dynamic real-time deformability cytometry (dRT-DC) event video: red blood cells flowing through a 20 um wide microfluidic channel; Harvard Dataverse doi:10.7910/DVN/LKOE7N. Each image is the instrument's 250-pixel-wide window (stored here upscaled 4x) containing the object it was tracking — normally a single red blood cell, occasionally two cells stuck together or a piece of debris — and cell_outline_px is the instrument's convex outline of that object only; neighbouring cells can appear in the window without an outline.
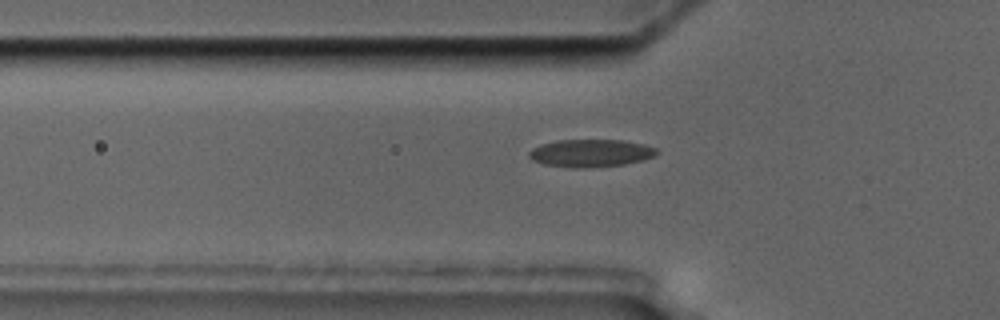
{"species": "common noctule bat (a hibernating species)", "species_latin": "Nyctalus noctula", "temperature_condition": "cold", "stored_images_in_passage": 4, "segment_of_instrument_passage": [2, 2], "camera_frame_rate_fps": 3000, "um_per_image_px": 0.085, "animal": {"sex": "male", "body_mass_g": 17.5, "forearm_length_mm": 52.3}, "frame": {"image": 1, "passage_image": 4, "time_ms": 4.333, "image_size_px": [1000, 320], "cell_outline_px": [[660, 152], [644, 160], [624, 164], [576, 168], [572, 168], [544, 164], [532, 160], [528, 156], [528, 152], [532, 148], [540, 144], [556, 140], [624, 140], [644, 144], [656, 148]], "centroid_in_image_um": [50.19, 13.0], "position_along_channel_um": 75.6, "area_um2": 20.58}}